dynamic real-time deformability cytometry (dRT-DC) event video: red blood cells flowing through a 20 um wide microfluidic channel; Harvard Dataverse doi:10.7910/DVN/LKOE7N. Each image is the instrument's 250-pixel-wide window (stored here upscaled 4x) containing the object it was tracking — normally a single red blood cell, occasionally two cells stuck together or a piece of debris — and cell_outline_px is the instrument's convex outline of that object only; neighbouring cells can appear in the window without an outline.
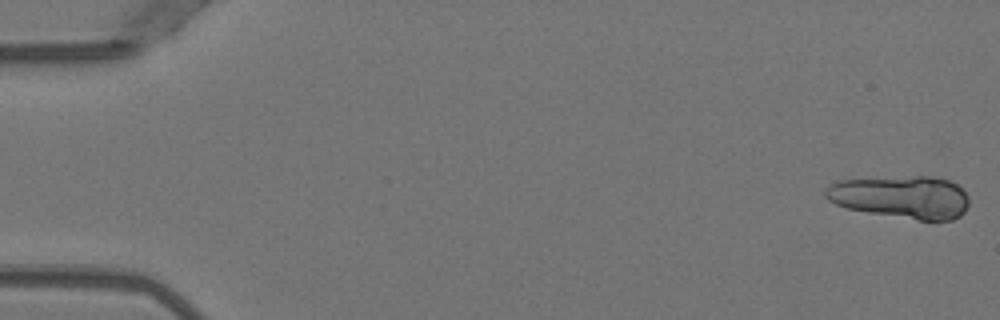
{"species": "Egyptian fruit bat (a non-hibernating species)", "species_latin": "Rousettus aegyptiacus", "temperature_condition": "warm", "stored_images_in_passage": 28, "camera_frame_rate_fps": 3000, "um_per_image_px": 0.085, "animal": {"sex": "female"}, "frame": {"image": 1, "passage_image": 1, "time_ms": 0.0, "image_size_px": [1000, 320], "cell_outline_px": [[968, 204], [964, 212], [960, 216], [952, 220], [920, 220], [868, 212], [848, 208], [836, 204], [828, 200], [824, 196], [824, 188], [836, 180], [916, 176], [932, 176], [948, 180], [956, 184], [968, 196]], "centroid_in_image_um": [76.59, 16.74], "position_along_channel_um": 8.4, "area_um2": 35.66}}